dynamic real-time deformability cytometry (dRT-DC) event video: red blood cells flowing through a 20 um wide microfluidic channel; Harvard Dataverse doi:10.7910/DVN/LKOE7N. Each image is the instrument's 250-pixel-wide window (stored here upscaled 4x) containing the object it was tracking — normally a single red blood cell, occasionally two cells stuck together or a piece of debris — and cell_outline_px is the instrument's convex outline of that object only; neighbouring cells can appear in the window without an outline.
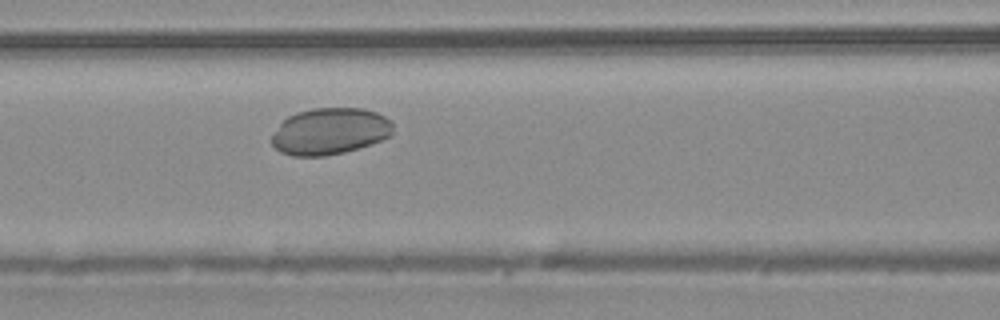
{"species": "common noctule bat (a hibernating species)", "species_latin": "Nyctalus noctula", "temperature_condition": "warm", "stored_images_in_passage": 44, "camera_frame_rate_fps": 3000, "um_per_image_px": 0.085, "animal": {"sex": "male", "body_mass_g": 20.4}, "frame": {"image": 1, "passage_image": 16, "time_ms": 5.0, "image_size_px": [1000, 320], "cell_outline_px": [[392, 136], [344, 152], [324, 156], [292, 156], [280, 152], [272, 144], [272, 136], [280, 124], [288, 116], [296, 112], [312, 108], [364, 108], [376, 112], [392, 120]], "centroid_in_image_um": [28.04, 11.15], "position_along_channel_um": 138.6, "area_um2": 32.89}}
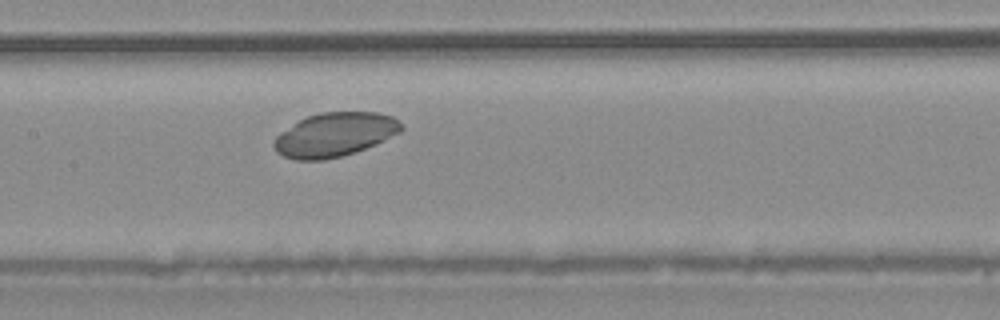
{"frame": {"image": 2, "passage_image": 19, "time_ms": 6.0, "image_size_px": [1000, 320], "cell_outline_px": [[404, 128], [400, 132], [376, 144], [340, 156], [324, 160], [296, 160], [284, 156], [276, 152], [272, 144], [272, 140], [280, 132], [300, 120], [308, 116], [320, 112], [376, 112], [392, 116]], "centroid_in_image_um": [28.41, 11.44], "position_along_channel_um": 179.0, "area_um2": 32.37}}
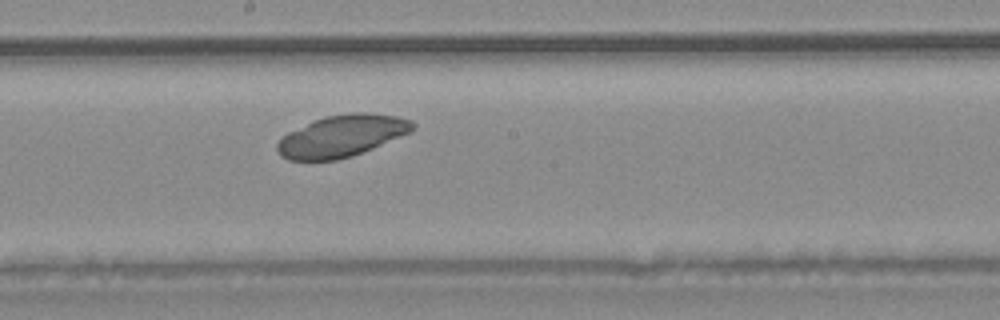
{"frame": {"image": 3, "passage_image": 22, "time_ms": 7.0, "image_size_px": [1000, 320], "cell_outline_px": [[416, 124], [412, 132], [352, 156], [336, 160], [288, 160], [280, 156], [276, 148], [276, 144], [288, 132], [324, 116], [352, 112], [368, 112], [396, 116], [412, 120]], "centroid_in_image_um": [29.07, 11.55], "position_along_channel_um": 219.1, "area_um2": 32.95}}